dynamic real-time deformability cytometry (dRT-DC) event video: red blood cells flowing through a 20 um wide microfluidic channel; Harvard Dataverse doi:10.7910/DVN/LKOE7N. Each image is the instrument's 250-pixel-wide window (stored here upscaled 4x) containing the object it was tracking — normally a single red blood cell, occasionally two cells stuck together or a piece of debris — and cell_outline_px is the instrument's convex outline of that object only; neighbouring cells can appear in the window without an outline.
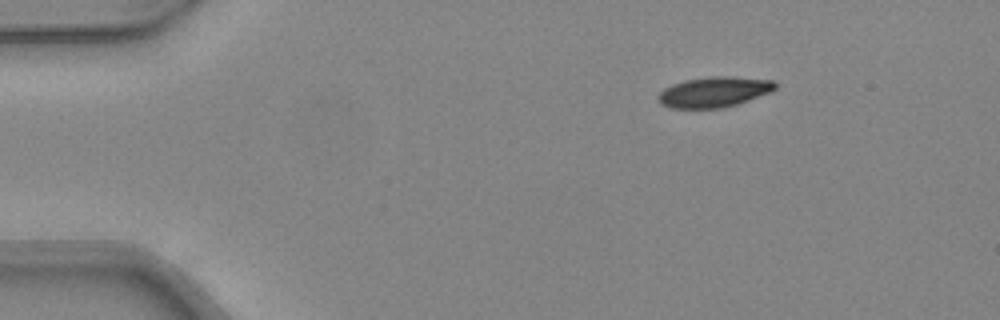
{"species": "common noctule bat (a hibernating species)", "species_latin": "Nyctalus noctula", "temperature_condition": "warm", "stored_images_in_passage": 41, "camera_frame_rate_fps": 3000, "um_per_image_px": 0.085, "animal": {"sex": "female", "body_mass_g": 24.6, "forearm_length_mm": 56.2}, "frame": {"image": 1, "passage_image": 1, "time_ms": 0.0, "image_size_px": [1000, 320], "cell_outline_px": [[776, 88], [772, 92], [724, 108], [672, 108], [660, 104], [656, 96], [664, 88], [672, 84], [684, 80], [712, 76], [732, 76], [776, 80]], "centroid_in_image_um": [60.71, 7.81], "position_along_channel_um": 24.3, "area_um2": 20.98}}
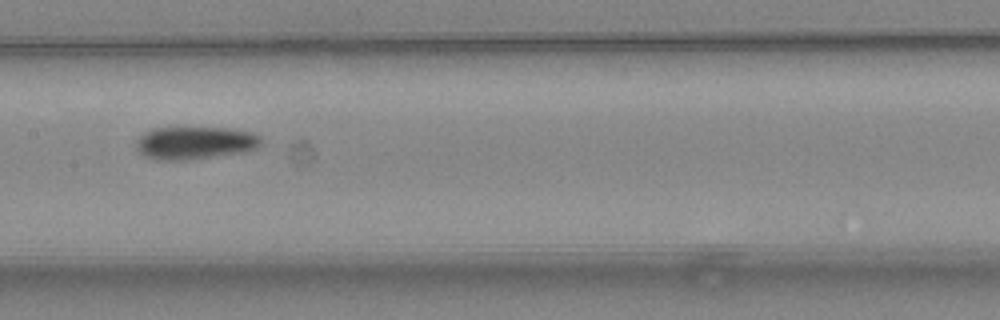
{"frame": {"image": 2, "passage_image": 18, "time_ms": 5.667, "image_size_px": [1000, 320], "cell_outline_px": [[264, 144], [248, 152], [188, 160], [156, 160], [144, 156], [136, 148], [136, 140], [144, 132], [152, 128], [228, 128], [252, 132], [260, 136]], "centroid_in_image_um": [16.6, 12.15], "position_along_channel_um": 190.8, "area_um2": 24.22}}
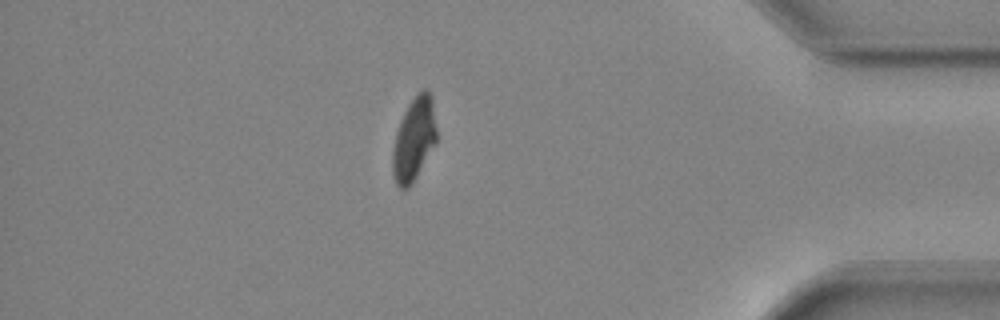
{"frame": {"image": 3, "passage_image": 35, "time_ms": 11.333, "image_size_px": [1000, 320], "cell_outline_px": [[436, 144], [412, 184], [408, 188], [400, 188], [396, 184], [392, 172], [392, 148], [396, 132], [400, 120], [408, 104], [416, 92], [424, 88], [432, 96], [436, 128]], "centroid_in_image_um": [35.18, 11.82], "position_along_channel_um": 400.0, "area_um2": 21.62}, "authors_computed_cell_mechanics": {"area_um2": 22.5998, "velocity_mm_per_s": 4.3595, "shape_relaxation_time_tau1_ms": 5.4213, "shape_relaxation_time_tau2_ms": 7.6056, "deformation_change_tau1": 0.1766, "deformation_change_tau2": 0.1072}}